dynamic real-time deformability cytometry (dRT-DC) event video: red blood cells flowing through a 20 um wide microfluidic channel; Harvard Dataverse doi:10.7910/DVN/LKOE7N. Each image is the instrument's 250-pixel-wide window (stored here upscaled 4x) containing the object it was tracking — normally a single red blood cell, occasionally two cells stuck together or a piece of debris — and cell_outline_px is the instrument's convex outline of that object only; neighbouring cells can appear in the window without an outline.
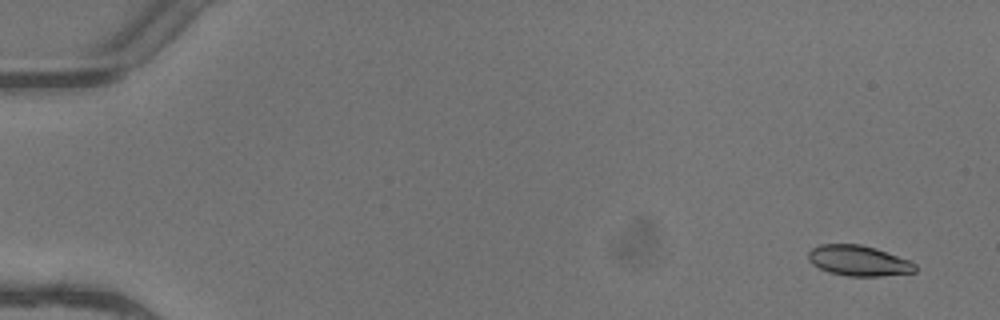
{"species": "common noctule bat (a hibernating species)", "species_latin": "Nyctalus noctula", "temperature_condition": "warm", "stored_images_in_passage": 5, "camera_frame_rate_fps": 3000, "um_per_image_px": 0.085, "animal": {"sex": "female"}, "frame": {"image": 1, "passage_image": 1, "time_ms": 0.0, "image_size_px": [1000, 320], "cell_outline_px": [[916, 272], [880, 276], [848, 276], [828, 272], [812, 264], [808, 260], [808, 252], [812, 248], [820, 244], [860, 244], [876, 248], [908, 260], [916, 264]], "centroid_in_image_um": [72.96, 22.16], "position_along_channel_um": 12.0, "area_um2": 18.96}}
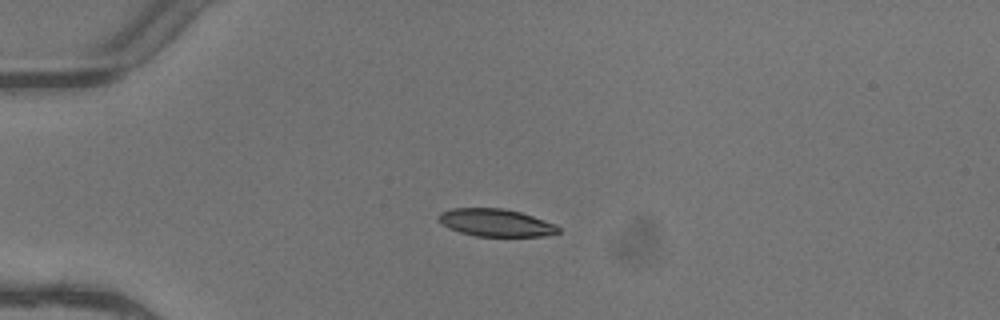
{"frame": {"image": 2, "passage_image": 4, "time_ms": 1.0, "image_size_px": [1000, 320], "cell_outline_px": [[560, 232], [544, 236], [476, 236], [460, 232], [448, 228], [436, 216], [440, 212], [452, 208], [504, 208], [520, 212], [556, 224], [560, 228]], "centroid_in_image_um": [42.14, 18.92], "position_along_channel_um": 42.9, "area_um2": 19.19}}